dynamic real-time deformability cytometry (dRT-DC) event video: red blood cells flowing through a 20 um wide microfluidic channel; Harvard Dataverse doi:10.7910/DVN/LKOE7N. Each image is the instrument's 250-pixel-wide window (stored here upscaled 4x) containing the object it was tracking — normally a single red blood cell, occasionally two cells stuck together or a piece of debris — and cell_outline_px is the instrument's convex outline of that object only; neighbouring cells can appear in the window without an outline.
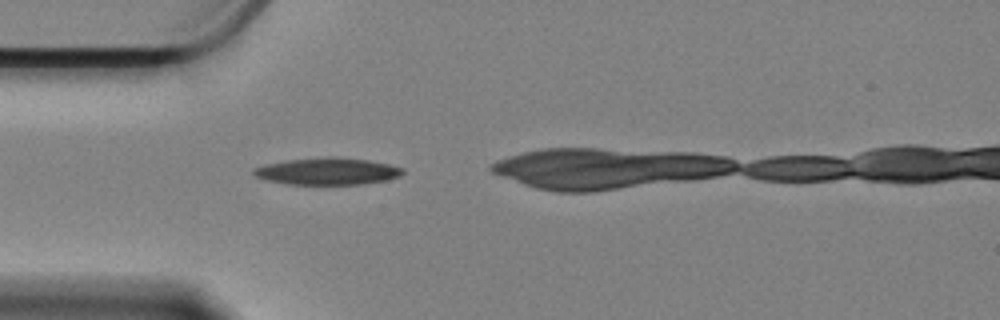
{"species": "Egyptian fruit bat (a non-hibernating species)", "species_latin": "Rousettus aegyptiacus", "temperature_condition": "cold", "stored_images_in_passage": 11, "camera_frame_rate_fps": 3000, "um_per_image_px": 0.085, "animal": {"sex": "female"}, "frame": {"image": 1, "passage_image": 1, "time_ms": 0.0, "image_size_px": [1000, 320], "cell_outline_px": [[404, 172], [400, 176], [384, 180], [360, 184], [288, 184], [268, 180], [256, 176], [252, 172], [252, 168], [264, 164], [288, 160], [328, 156], [336, 156], [368, 160], [388, 164], [404, 168]], "centroid_in_image_um": [27.82, 14.54], "position_along_channel_um": 57.2, "area_um2": 23.35}}
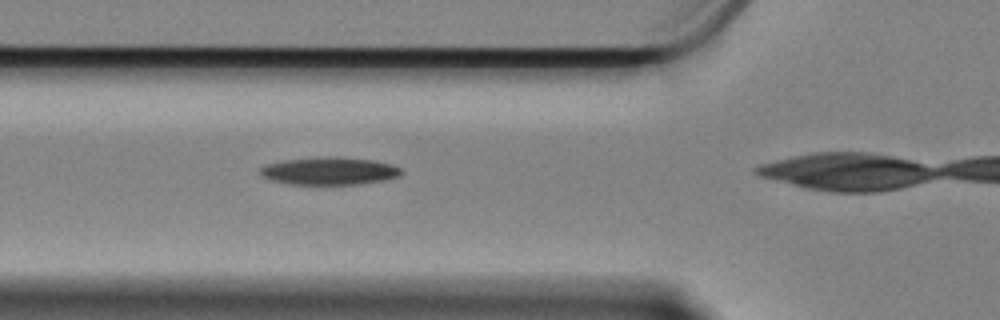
{"frame": {"image": 2, "passage_image": 6, "time_ms": 1.667, "image_size_px": [1000, 320], "cell_outline_px": [[404, 172], [400, 176], [384, 180], [356, 184], [288, 184], [272, 180], [264, 176], [260, 172], [260, 168], [264, 164], [284, 160], [328, 156], [336, 156], [372, 160], [392, 164], [400, 168]], "centroid_in_image_um": [28.01, 14.52], "position_along_channel_um": 97.8, "area_um2": 22.72}}
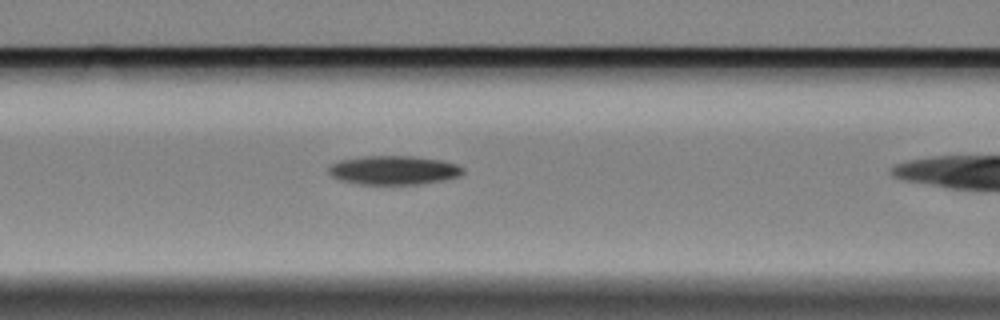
{"frame": {"image": 3, "passage_image": 10, "time_ms": 3.0, "image_size_px": [1000, 320], "cell_outline_px": [[464, 172], [460, 176], [444, 180], [420, 184], [360, 184], [340, 180], [332, 176], [328, 172], [328, 168], [332, 164], [340, 160], [364, 156], [412, 156], [440, 160], [456, 164], [464, 168]], "centroid_in_image_um": [33.47, 14.47], "position_along_channel_um": 133.1, "area_um2": 22.6}}